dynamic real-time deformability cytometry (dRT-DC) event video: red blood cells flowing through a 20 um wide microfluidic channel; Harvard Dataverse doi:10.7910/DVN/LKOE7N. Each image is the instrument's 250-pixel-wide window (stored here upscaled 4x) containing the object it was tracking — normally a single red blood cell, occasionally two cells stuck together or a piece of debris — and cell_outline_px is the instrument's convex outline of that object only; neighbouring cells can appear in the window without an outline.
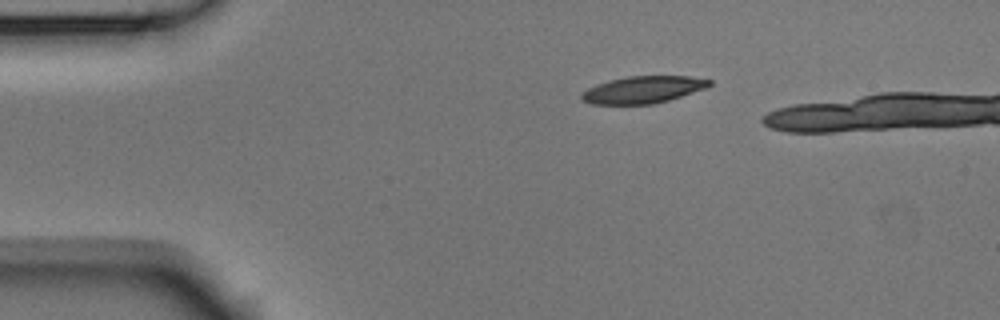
{"species": "Egyptian fruit bat (a non-hibernating species)", "species_latin": "Rousettus aegyptiacus", "temperature_condition": "room temperature", "stored_images_in_passage": 3, "camera_frame_rate_fps": 3000, "um_per_image_px": 0.085, "animal": {"sex": "male"}, "frame": {"image": 1, "passage_image": 1, "time_ms": 0.0, "image_size_px": [1000, 320], "cell_outline_px": [[712, 84], [708, 88], [668, 100], [652, 104], [592, 104], [580, 100], [580, 92], [596, 84], [608, 80], [628, 76], [688, 76], [712, 80]], "centroid_in_image_um": [54.64, 7.62], "position_along_channel_um": 30.4, "area_um2": 20.35}}